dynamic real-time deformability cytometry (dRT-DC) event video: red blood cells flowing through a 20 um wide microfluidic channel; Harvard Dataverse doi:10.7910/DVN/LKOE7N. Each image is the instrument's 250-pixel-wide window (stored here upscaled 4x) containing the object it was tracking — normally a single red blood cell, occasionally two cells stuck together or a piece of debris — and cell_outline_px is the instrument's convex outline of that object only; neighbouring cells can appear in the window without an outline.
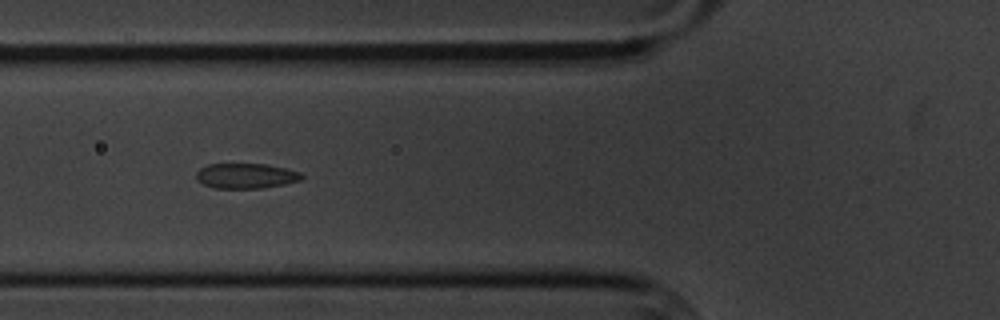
{"species": "common noctule bat (a hibernating species)", "species_latin": "Nyctalus noctula", "temperature_condition": "cold", "stored_images_in_passage": 3, "camera_frame_rate_fps": 3000, "um_per_image_px": 0.085, "animal": {"sex": "male", "body_mass_g": 20.1, "forearm_length_mm": 53.5}, "frame": {"image": 1, "passage_image": 2, "time_ms": 1.333, "image_size_px": [1000, 320], "cell_outline_px": [[304, 176], [300, 180], [284, 184], [260, 188], [212, 188], [196, 180], [196, 172], [200, 168], [208, 164], [268, 164], [288, 168], [300, 172]], "centroid_in_image_um": [20.9, 14.94], "position_along_channel_um": 104.9, "area_um2": 15.55}}
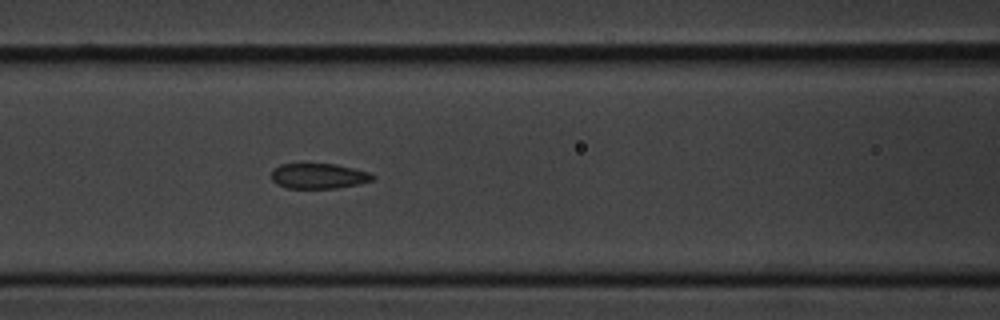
{"frame": {"image": 2, "passage_image": 3, "time_ms": 2.333, "image_size_px": [1000, 320], "cell_outline_px": [[376, 176], [372, 180], [356, 184], [336, 188], [288, 188], [276, 184], [272, 180], [272, 172], [280, 164], [336, 164], [368, 172]], "centroid_in_image_um": [27.07, 14.96], "position_along_channel_um": 139.5, "area_um2": 14.68}}